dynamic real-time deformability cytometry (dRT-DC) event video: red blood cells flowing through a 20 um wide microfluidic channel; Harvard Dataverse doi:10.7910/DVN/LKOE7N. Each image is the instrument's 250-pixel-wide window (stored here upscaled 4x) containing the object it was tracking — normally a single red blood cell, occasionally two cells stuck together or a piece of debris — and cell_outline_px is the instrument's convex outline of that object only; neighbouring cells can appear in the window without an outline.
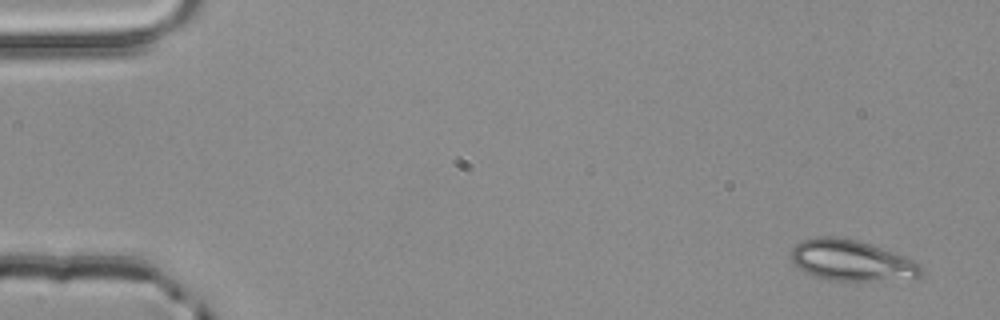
{"species": "common noctule bat (a hibernating species)", "species_latin": "Nyctalus noctula", "temperature_condition": "room temperature", "stored_images_in_passage": 5, "segment_of_instrument_passage": [2, 2], "camera_frame_rate_fps": 3000, "um_per_image_px": 0.085, "animal": {"sex": "male", "body_mass_g": 20.4}, "frame": {"image": 1, "passage_image": 5, "time_ms": 1.333, "image_size_px": [1000, 320], "cell_outline_px": [[924, 272], [916, 280], [828, 280], [812, 276], [804, 272], [792, 260], [792, 248], [800, 240], [816, 236], [836, 236], [856, 240], [872, 244], [912, 260], [920, 264], [924, 268]], "centroid_in_image_um": [72.41, 22.15], "position_along_channel_um": 12.6, "area_um2": 31.27}}